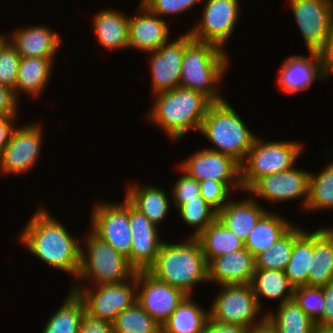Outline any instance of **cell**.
Returning <instances> with one entry per match:
<instances>
[{
	"label": "cell",
	"mask_w": 333,
	"mask_h": 333,
	"mask_svg": "<svg viewBox=\"0 0 333 333\" xmlns=\"http://www.w3.org/2000/svg\"><path fill=\"white\" fill-rule=\"evenodd\" d=\"M185 160L179 168L199 182L212 179L225 183L230 189L243 190L240 163L232 157L204 148Z\"/></svg>",
	"instance_id": "12"
},
{
	"label": "cell",
	"mask_w": 333,
	"mask_h": 333,
	"mask_svg": "<svg viewBox=\"0 0 333 333\" xmlns=\"http://www.w3.org/2000/svg\"><path fill=\"white\" fill-rule=\"evenodd\" d=\"M310 58L303 55L285 59L278 76V86L286 94H294L308 89L312 82L324 79L330 74L325 70L317 52H309Z\"/></svg>",
	"instance_id": "19"
},
{
	"label": "cell",
	"mask_w": 333,
	"mask_h": 333,
	"mask_svg": "<svg viewBox=\"0 0 333 333\" xmlns=\"http://www.w3.org/2000/svg\"><path fill=\"white\" fill-rule=\"evenodd\" d=\"M197 239L208 263L215 257L245 248L244 241L230 231L218 218Z\"/></svg>",
	"instance_id": "29"
},
{
	"label": "cell",
	"mask_w": 333,
	"mask_h": 333,
	"mask_svg": "<svg viewBox=\"0 0 333 333\" xmlns=\"http://www.w3.org/2000/svg\"><path fill=\"white\" fill-rule=\"evenodd\" d=\"M254 272V256L248 249L242 248L213 258L208 263V282H215L219 286L251 284Z\"/></svg>",
	"instance_id": "21"
},
{
	"label": "cell",
	"mask_w": 333,
	"mask_h": 333,
	"mask_svg": "<svg viewBox=\"0 0 333 333\" xmlns=\"http://www.w3.org/2000/svg\"><path fill=\"white\" fill-rule=\"evenodd\" d=\"M304 231L294 240L293 251L285 274L294 287L309 286V271L314 253V232Z\"/></svg>",
	"instance_id": "30"
},
{
	"label": "cell",
	"mask_w": 333,
	"mask_h": 333,
	"mask_svg": "<svg viewBox=\"0 0 333 333\" xmlns=\"http://www.w3.org/2000/svg\"><path fill=\"white\" fill-rule=\"evenodd\" d=\"M147 53L151 55L149 67L154 95L179 87L185 53V34Z\"/></svg>",
	"instance_id": "18"
},
{
	"label": "cell",
	"mask_w": 333,
	"mask_h": 333,
	"mask_svg": "<svg viewBox=\"0 0 333 333\" xmlns=\"http://www.w3.org/2000/svg\"><path fill=\"white\" fill-rule=\"evenodd\" d=\"M84 313L83 299L71 290L62 306L48 318L42 333H78Z\"/></svg>",
	"instance_id": "33"
},
{
	"label": "cell",
	"mask_w": 333,
	"mask_h": 333,
	"mask_svg": "<svg viewBox=\"0 0 333 333\" xmlns=\"http://www.w3.org/2000/svg\"><path fill=\"white\" fill-rule=\"evenodd\" d=\"M313 333H333V326L316 324Z\"/></svg>",
	"instance_id": "51"
},
{
	"label": "cell",
	"mask_w": 333,
	"mask_h": 333,
	"mask_svg": "<svg viewBox=\"0 0 333 333\" xmlns=\"http://www.w3.org/2000/svg\"><path fill=\"white\" fill-rule=\"evenodd\" d=\"M310 172L309 196L305 210L333 208V161L317 176Z\"/></svg>",
	"instance_id": "37"
},
{
	"label": "cell",
	"mask_w": 333,
	"mask_h": 333,
	"mask_svg": "<svg viewBox=\"0 0 333 333\" xmlns=\"http://www.w3.org/2000/svg\"><path fill=\"white\" fill-rule=\"evenodd\" d=\"M201 0H141L153 14L161 16L180 14L192 9Z\"/></svg>",
	"instance_id": "42"
},
{
	"label": "cell",
	"mask_w": 333,
	"mask_h": 333,
	"mask_svg": "<svg viewBox=\"0 0 333 333\" xmlns=\"http://www.w3.org/2000/svg\"><path fill=\"white\" fill-rule=\"evenodd\" d=\"M304 230L294 225L280 237L268 250L258 254L255 260V270L284 271L290 261L294 240Z\"/></svg>",
	"instance_id": "35"
},
{
	"label": "cell",
	"mask_w": 333,
	"mask_h": 333,
	"mask_svg": "<svg viewBox=\"0 0 333 333\" xmlns=\"http://www.w3.org/2000/svg\"><path fill=\"white\" fill-rule=\"evenodd\" d=\"M333 280V228L314 231V253L309 271V286L322 287Z\"/></svg>",
	"instance_id": "25"
},
{
	"label": "cell",
	"mask_w": 333,
	"mask_h": 333,
	"mask_svg": "<svg viewBox=\"0 0 333 333\" xmlns=\"http://www.w3.org/2000/svg\"><path fill=\"white\" fill-rule=\"evenodd\" d=\"M140 13L129 17V48L155 51L169 41V26L164 19L153 14L146 6L138 5Z\"/></svg>",
	"instance_id": "20"
},
{
	"label": "cell",
	"mask_w": 333,
	"mask_h": 333,
	"mask_svg": "<svg viewBox=\"0 0 333 333\" xmlns=\"http://www.w3.org/2000/svg\"><path fill=\"white\" fill-rule=\"evenodd\" d=\"M93 28L97 41L106 49L129 48V16L113 9L95 15Z\"/></svg>",
	"instance_id": "24"
},
{
	"label": "cell",
	"mask_w": 333,
	"mask_h": 333,
	"mask_svg": "<svg viewBox=\"0 0 333 333\" xmlns=\"http://www.w3.org/2000/svg\"><path fill=\"white\" fill-rule=\"evenodd\" d=\"M248 333H277V331L266 319L261 324L249 328Z\"/></svg>",
	"instance_id": "50"
},
{
	"label": "cell",
	"mask_w": 333,
	"mask_h": 333,
	"mask_svg": "<svg viewBox=\"0 0 333 333\" xmlns=\"http://www.w3.org/2000/svg\"><path fill=\"white\" fill-rule=\"evenodd\" d=\"M42 135V126L38 123L14 128L0 157V172L17 175L35 166L39 158Z\"/></svg>",
	"instance_id": "15"
},
{
	"label": "cell",
	"mask_w": 333,
	"mask_h": 333,
	"mask_svg": "<svg viewBox=\"0 0 333 333\" xmlns=\"http://www.w3.org/2000/svg\"><path fill=\"white\" fill-rule=\"evenodd\" d=\"M308 52L322 49L333 14V0H288Z\"/></svg>",
	"instance_id": "13"
},
{
	"label": "cell",
	"mask_w": 333,
	"mask_h": 333,
	"mask_svg": "<svg viewBox=\"0 0 333 333\" xmlns=\"http://www.w3.org/2000/svg\"><path fill=\"white\" fill-rule=\"evenodd\" d=\"M54 58L21 57L18 68L16 97L24 92L37 97L43 92L52 75Z\"/></svg>",
	"instance_id": "27"
},
{
	"label": "cell",
	"mask_w": 333,
	"mask_h": 333,
	"mask_svg": "<svg viewBox=\"0 0 333 333\" xmlns=\"http://www.w3.org/2000/svg\"><path fill=\"white\" fill-rule=\"evenodd\" d=\"M209 316V310L205 311L191 296H186L161 326V333H202Z\"/></svg>",
	"instance_id": "31"
},
{
	"label": "cell",
	"mask_w": 333,
	"mask_h": 333,
	"mask_svg": "<svg viewBox=\"0 0 333 333\" xmlns=\"http://www.w3.org/2000/svg\"><path fill=\"white\" fill-rule=\"evenodd\" d=\"M6 36L0 34V45L7 39Z\"/></svg>",
	"instance_id": "52"
},
{
	"label": "cell",
	"mask_w": 333,
	"mask_h": 333,
	"mask_svg": "<svg viewBox=\"0 0 333 333\" xmlns=\"http://www.w3.org/2000/svg\"><path fill=\"white\" fill-rule=\"evenodd\" d=\"M228 58L224 48L196 40L186 32L179 86L200 92L211 102L225 100L218 88L228 70Z\"/></svg>",
	"instance_id": "3"
},
{
	"label": "cell",
	"mask_w": 333,
	"mask_h": 333,
	"mask_svg": "<svg viewBox=\"0 0 333 333\" xmlns=\"http://www.w3.org/2000/svg\"><path fill=\"white\" fill-rule=\"evenodd\" d=\"M293 300L315 323L324 315L326 301L322 287L294 288Z\"/></svg>",
	"instance_id": "39"
},
{
	"label": "cell",
	"mask_w": 333,
	"mask_h": 333,
	"mask_svg": "<svg viewBox=\"0 0 333 333\" xmlns=\"http://www.w3.org/2000/svg\"><path fill=\"white\" fill-rule=\"evenodd\" d=\"M15 118L16 116H0V157L8 145L12 131L15 128L13 124Z\"/></svg>",
	"instance_id": "49"
},
{
	"label": "cell",
	"mask_w": 333,
	"mask_h": 333,
	"mask_svg": "<svg viewBox=\"0 0 333 333\" xmlns=\"http://www.w3.org/2000/svg\"><path fill=\"white\" fill-rule=\"evenodd\" d=\"M248 329L240 325L218 322L209 316L202 333H248Z\"/></svg>",
	"instance_id": "47"
},
{
	"label": "cell",
	"mask_w": 333,
	"mask_h": 333,
	"mask_svg": "<svg viewBox=\"0 0 333 333\" xmlns=\"http://www.w3.org/2000/svg\"><path fill=\"white\" fill-rule=\"evenodd\" d=\"M20 242L44 263L67 272L77 280L81 245L44 208L32 215L19 236Z\"/></svg>",
	"instance_id": "1"
},
{
	"label": "cell",
	"mask_w": 333,
	"mask_h": 333,
	"mask_svg": "<svg viewBox=\"0 0 333 333\" xmlns=\"http://www.w3.org/2000/svg\"><path fill=\"white\" fill-rule=\"evenodd\" d=\"M129 226L132 232L130 265L136 271H147L155 263L163 244L158 227L130 202Z\"/></svg>",
	"instance_id": "17"
},
{
	"label": "cell",
	"mask_w": 333,
	"mask_h": 333,
	"mask_svg": "<svg viewBox=\"0 0 333 333\" xmlns=\"http://www.w3.org/2000/svg\"><path fill=\"white\" fill-rule=\"evenodd\" d=\"M87 237V252L84 253L81 249V263L77 276L79 280L93 279L95 282L92 283L96 286L125 282L136 274L137 271L130 265L128 258L92 230Z\"/></svg>",
	"instance_id": "6"
},
{
	"label": "cell",
	"mask_w": 333,
	"mask_h": 333,
	"mask_svg": "<svg viewBox=\"0 0 333 333\" xmlns=\"http://www.w3.org/2000/svg\"><path fill=\"white\" fill-rule=\"evenodd\" d=\"M277 333H313L316 323L292 299L278 305L277 314L266 313Z\"/></svg>",
	"instance_id": "34"
},
{
	"label": "cell",
	"mask_w": 333,
	"mask_h": 333,
	"mask_svg": "<svg viewBox=\"0 0 333 333\" xmlns=\"http://www.w3.org/2000/svg\"><path fill=\"white\" fill-rule=\"evenodd\" d=\"M93 207L90 230L126 256L130 263L129 201L125 198L120 204L98 202Z\"/></svg>",
	"instance_id": "10"
},
{
	"label": "cell",
	"mask_w": 333,
	"mask_h": 333,
	"mask_svg": "<svg viewBox=\"0 0 333 333\" xmlns=\"http://www.w3.org/2000/svg\"><path fill=\"white\" fill-rule=\"evenodd\" d=\"M178 210L186 225L196 229L190 237L197 238L217 218V211L201 195L187 200Z\"/></svg>",
	"instance_id": "38"
},
{
	"label": "cell",
	"mask_w": 333,
	"mask_h": 333,
	"mask_svg": "<svg viewBox=\"0 0 333 333\" xmlns=\"http://www.w3.org/2000/svg\"><path fill=\"white\" fill-rule=\"evenodd\" d=\"M322 290L326 301L325 312L316 324L333 326V280L322 286Z\"/></svg>",
	"instance_id": "48"
},
{
	"label": "cell",
	"mask_w": 333,
	"mask_h": 333,
	"mask_svg": "<svg viewBox=\"0 0 333 333\" xmlns=\"http://www.w3.org/2000/svg\"><path fill=\"white\" fill-rule=\"evenodd\" d=\"M248 197L239 201L229 200L217 212V218L243 241L247 239L260 218L268 211L261 207L254 197Z\"/></svg>",
	"instance_id": "23"
},
{
	"label": "cell",
	"mask_w": 333,
	"mask_h": 333,
	"mask_svg": "<svg viewBox=\"0 0 333 333\" xmlns=\"http://www.w3.org/2000/svg\"><path fill=\"white\" fill-rule=\"evenodd\" d=\"M136 284L137 303L160 326L168 320L187 296L181 290L156 280L147 271L136 272Z\"/></svg>",
	"instance_id": "14"
},
{
	"label": "cell",
	"mask_w": 333,
	"mask_h": 333,
	"mask_svg": "<svg viewBox=\"0 0 333 333\" xmlns=\"http://www.w3.org/2000/svg\"><path fill=\"white\" fill-rule=\"evenodd\" d=\"M291 227V223L282 216L267 211L249 233L244 241V247L255 258L258 254L268 250Z\"/></svg>",
	"instance_id": "28"
},
{
	"label": "cell",
	"mask_w": 333,
	"mask_h": 333,
	"mask_svg": "<svg viewBox=\"0 0 333 333\" xmlns=\"http://www.w3.org/2000/svg\"><path fill=\"white\" fill-rule=\"evenodd\" d=\"M200 194L218 212L230 200L231 189L225 183L207 179L200 181Z\"/></svg>",
	"instance_id": "41"
},
{
	"label": "cell",
	"mask_w": 333,
	"mask_h": 333,
	"mask_svg": "<svg viewBox=\"0 0 333 333\" xmlns=\"http://www.w3.org/2000/svg\"><path fill=\"white\" fill-rule=\"evenodd\" d=\"M112 323L115 333H161V326L137 301L119 313Z\"/></svg>",
	"instance_id": "36"
},
{
	"label": "cell",
	"mask_w": 333,
	"mask_h": 333,
	"mask_svg": "<svg viewBox=\"0 0 333 333\" xmlns=\"http://www.w3.org/2000/svg\"><path fill=\"white\" fill-rule=\"evenodd\" d=\"M183 176H180L176 184H174L172 196L174 205L178 209L187 200L196 199L200 196V182L193 177L189 176L181 169Z\"/></svg>",
	"instance_id": "43"
},
{
	"label": "cell",
	"mask_w": 333,
	"mask_h": 333,
	"mask_svg": "<svg viewBox=\"0 0 333 333\" xmlns=\"http://www.w3.org/2000/svg\"><path fill=\"white\" fill-rule=\"evenodd\" d=\"M219 295L209 309V315L218 322L251 328L266 320V314L257 320L261 308L251 284L221 285Z\"/></svg>",
	"instance_id": "9"
},
{
	"label": "cell",
	"mask_w": 333,
	"mask_h": 333,
	"mask_svg": "<svg viewBox=\"0 0 333 333\" xmlns=\"http://www.w3.org/2000/svg\"><path fill=\"white\" fill-rule=\"evenodd\" d=\"M71 290L83 299L88 315L113 322L119 313L136 302V274L125 282L96 285L94 289L76 284Z\"/></svg>",
	"instance_id": "8"
},
{
	"label": "cell",
	"mask_w": 333,
	"mask_h": 333,
	"mask_svg": "<svg viewBox=\"0 0 333 333\" xmlns=\"http://www.w3.org/2000/svg\"><path fill=\"white\" fill-rule=\"evenodd\" d=\"M20 59L21 56L7 37L0 45V84L13 90L15 95Z\"/></svg>",
	"instance_id": "40"
},
{
	"label": "cell",
	"mask_w": 333,
	"mask_h": 333,
	"mask_svg": "<svg viewBox=\"0 0 333 333\" xmlns=\"http://www.w3.org/2000/svg\"><path fill=\"white\" fill-rule=\"evenodd\" d=\"M251 285L260 307L262 297L279 299L280 305L293 299L294 287L289 283L285 271L255 270Z\"/></svg>",
	"instance_id": "32"
},
{
	"label": "cell",
	"mask_w": 333,
	"mask_h": 333,
	"mask_svg": "<svg viewBox=\"0 0 333 333\" xmlns=\"http://www.w3.org/2000/svg\"><path fill=\"white\" fill-rule=\"evenodd\" d=\"M302 150L300 142H265L256 137L245 160L240 164L243 191L246 192L263 176L293 168Z\"/></svg>",
	"instance_id": "7"
},
{
	"label": "cell",
	"mask_w": 333,
	"mask_h": 333,
	"mask_svg": "<svg viewBox=\"0 0 333 333\" xmlns=\"http://www.w3.org/2000/svg\"><path fill=\"white\" fill-rule=\"evenodd\" d=\"M212 102L200 92L177 87L156 94L149 120L173 140L185 137L190 130H200Z\"/></svg>",
	"instance_id": "4"
},
{
	"label": "cell",
	"mask_w": 333,
	"mask_h": 333,
	"mask_svg": "<svg viewBox=\"0 0 333 333\" xmlns=\"http://www.w3.org/2000/svg\"><path fill=\"white\" fill-rule=\"evenodd\" d=\"M78 333H115L113 323L103 319H98L88 315H83Z\"/></svg>",
	"instance_id": "44"
},
{
	"label": "cell",
	"mask_w": 333,
	"mask_h": 333,
	"mask_svg": "<svg viewBox=\"0 0 333 333\" xmlns=\"http://www.w3.org/2000/svg\"><path fill=\"white\" fill-rule=\"evenodd\" d=\"M186 240L184 244L163 242L155 263L147 272L156 280L192 296L194 285L208 282V262L198 239Z\"/></svg>",
	"instance_id": "2"
},
{
	"label": "cell",
	"mask_w": 333,
	"mask_h": 333,
	"mask_svg": "<svg viewBox=\"0 0 333 333\" xmlns=\"http://www.w3.org/2000/svg\"><path fill=\"white\" fill-rule=\"evenodd\" d=\"M18 99L13 90L0 84V116H17Z\"/></svg>",
	"instance_id": "45"
},
{
	"label": "cell",
	"mask_w": 333,
	"mask_h": 333,
	"mask_svg": "<svg viewBox=\"0 0 333 333\" xmlns=\"http://www.w3.org/2000/svg\"><path fill=\"white\" fill-rule=\"evenodd\" d=\"M125 198L154 225L158 226L169 212L170 201L162 188L154 185L127 187Z\"/></svg>",
	"instance_id": "26"
},
{
	"label": "cell",
	"mask_w": 333,
	"mask_h": 333,
	"mask_svg": "<svg viewBox=\"0 0 333 333\" xmlns=\"http://www.w3.org/2000/svg\"><path fill=\"white\" fill-rule=\"evenodd\" d=\"M310 173L295 167L279 173L266 175L258 179L246 192L270 202L302 198V207L306 208L309 196Z\"/></svg>",
	"instance_id": "16"
},
{
	"label": "cell",
	"mask_w": 333,
	"mask_h": 333,
	"mask_svg": "<svg viewBox=\"0 0 333 333\" xmlns=\"http://www.w3.org/2000/svg\"><path fill=\"white\" fill-rule=\"evenodd\" d=\"M202 19L188 32L192 38L223 48L234 31L239 15V0H206Z\"/></svg>",
	"instance_id": "11"
},
{
	"label": "cell",
	"mask_w": 333,
	"mask_h": 333,
	"mask_svg": "<svg viewBox=\"0 0 333 333\" xmlns=\"http://www.w3.org/2000/svg\"><path fill=\"white\" fill-rule=\"evenodd\" d=\"M199 133L214 144L215 148L208 150L228 155L240 164L257 137L226 100L210 104Z\"/></svg>",
	"instance_id": "5"
},
{
	"label": "cell",
	"mask_w": 333,
	"mask_h": 333,
	"mask_svg": "<svg viewBox=\"0 0 333 333\" xmlns=\"http://www.w3.org/2000/svg\"><path fill=\"white\" fill-rule=\"evenodd\" d=\"M319 56L322 59L325 70L329 73H333V14L330 20L328 35L325 40V44L319 51Z\"/></svg>",
	"instance_id": "46"
},
{
	"label": "cell",
	"mask_w": 333,
	"mask_h": 333,
	"mask_svg": "<svg viewBox=\"0 0 333 333\" xmlns=\"http://www.w3.org/2000/svg\"><path fill=\"white\" fill-rule=\"evenodd\" d=\"M9 37L21 57L54 58L58 47L62 46L61 35L49 26L23 27L13 32L11 39Z\"/></svg>",
	"instance_id": "22"
}]
</instances>
